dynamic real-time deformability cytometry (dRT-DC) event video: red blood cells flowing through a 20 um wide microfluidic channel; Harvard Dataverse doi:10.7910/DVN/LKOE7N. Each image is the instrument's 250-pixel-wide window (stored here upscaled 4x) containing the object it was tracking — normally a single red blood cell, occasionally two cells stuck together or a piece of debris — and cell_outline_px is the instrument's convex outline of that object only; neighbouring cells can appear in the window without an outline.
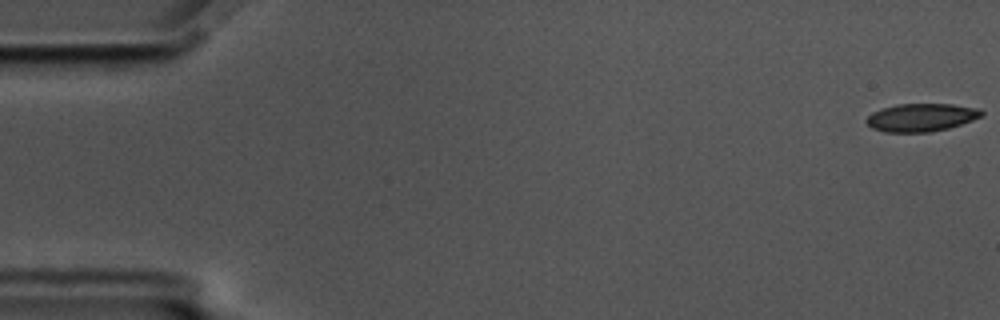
{"species": "common noctule bat (a hibernating species)", "species_latin": "Nyctalus noctula", "temperature_condition": "cold", "stored_images_in_passage": 58, "camera_frame_rate_fps": 3000, "um_per_image_px": 0.085, "animal": {"sex": "male", "body_mass_g": 17.5, "forearm_length_mm": 52.3}, "frame": {"image": 1, "passage_image": 1, "time_ms": 0.0, "image_size_px": [1000, 320], "cell_outline_px": [[984, 116], [948, 128], [932, 132], [884, 132], [872, 128], [864, 120], [872, 112], [880, 108], [896, 104], [952, 104], [980, 108], [984, 112]], "centroid_in_image_um": [78.3, 9.97], "position_along_channel_um": 6.7, "area_um2": 18.96}}
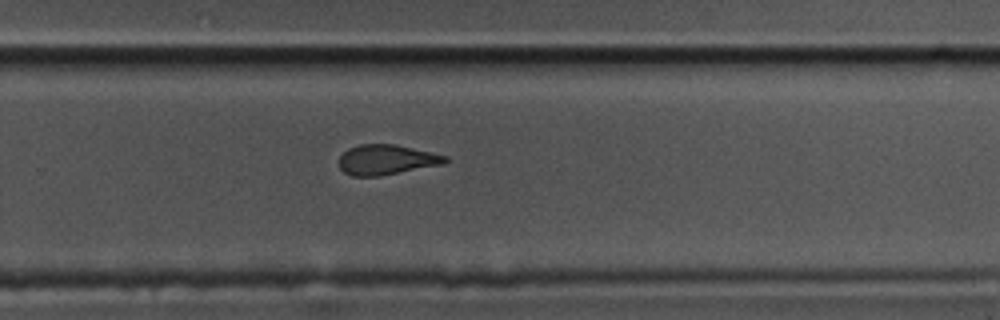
{"frame": {"image": 2, "passage_image": 38, "time_ms": 12.333, "image_size_px": [1000, 320], "cell_outline_px": [[448, 160], [440, 164], [380, 176], [352, 176], [344, 172], [340, 168], [340, 156], [348, 148], [360, 144], [396, 144], [448, 156]], "centroid_in_image_um": [32.82, 13.57], "position_along_channel_um": 297.0, "area_um2": 18.38}}
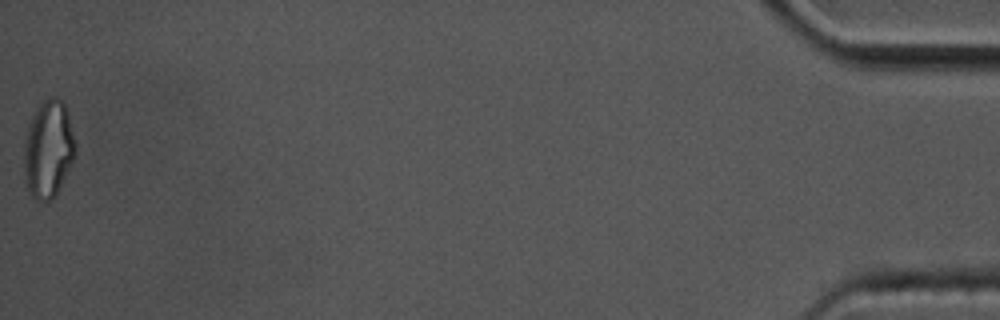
{"frame": {"image": 3, "passage_image": 58, "time_ms": 19.0, "image_size_px": [1000, 320], "cell_outline_px": [[76, 152], [56, 196], [52, 200], [36, 200], [32, 196], [24, 180], [24, 140], [28, 124], [40, 100], [48, 96], [56, 96], [64, 104], [68, 112], [76, 144]], "centroid_in_image_um": [4.09, 12.64], "position_along_channel_um": 431.1, "area_um2": 29.54}, "authors_computed_cell_mechanics": {"area_um2": 19.8254, "velocity_mm_per_s": 3.4994, "shape_relaxation_time_tau1_ms": null, "shape_relaxation_time_tau2_ms": 2.6211, "deformation_change_tau1": null, "deformation_change_tau2": 0.0889}}